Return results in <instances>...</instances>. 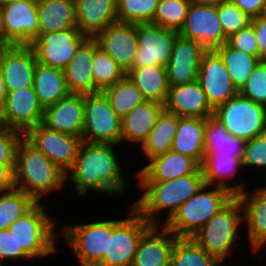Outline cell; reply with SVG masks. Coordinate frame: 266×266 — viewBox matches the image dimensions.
<instances>
[{"label":"cell","instance_id":"cell-51","mask_svg":"<svg viewBox=\"0 0 266 266\" xmlns=\"http://www.w3.org/2000/svg\"><path fill=\"white\" fill-rule=\"evenodd\" d=\"M14 169L15 166L0 164V192L15 188Z\"/></svg>","mask_w":266,"mask_h":266},{"label":"cell","instance_id":"cell-34","mask_svg":"<svg viewBox=\"0 0 266 266\" xmlns=\"http://www.w3.org/2000/svg\"><path fill=\"white\" fill-rule=\"evenodd\" d=\"M246 141L232 136L214 116L206 118L204 128V155L222 154L243 159Z\"/></svg>","mask_w":266,"mask_h":266},{"label":"cell","instance_id":"cell-39","mask_svg":"<svg viewBox=\"0 0 266 266\" xmlns=\"http://www.w3.org/2000/svg\"><path fill=\"white\" fill-rule=\"evenodd\" d=\"M221 263L191 238H178L170 258V266H221Z\"/></svg>","mask_w":266,"mask_h":266},{"label":"cell","instance_id":"cell-43","mask_svg":"<svg viewBox=\"0 0 266 266\" xmlns=\"http://www.w3.org/2000/svg\"><path fill=\"white\" fill-rule=\"evenodd\" d=\"M218 18L228 38L250 24L251 18L239 9L231 0L217 6Z\"/></svg>","mask_w":266,"mask_h":266},{"label":"cell","instance_id":"cell-19","mask_svg":"<svg viewBox=\"0 0 266 266\" xmlns=\"http://www.w3.org/2000/svg\"><path fill=\"white\" fill-rule=\"evenodd\" d=\"M36 63L29 45H11L0 49V69L7 93L33 87Z\"/></svg>","mask_w":266,"mask_h":266},{"label":"cell","instance_id":"cell-16","mask_svg":"<svg viewBox=\"0 0 266 266\" xmlns=\"http://www.w3.org/2000/svg\"><path fill=\"white\" fill-rule=\"evenodd\" d=\"M43 111L34 88L23 87L7 93L0 112V125L24 134L42 122Z\"/></svg>","mask_w":266,"mask_h":266},{"label":"cell","instance_id":"cell-37","mask_svg":"<svg viewBox=\"0 0 266 266\" xmlns=\"http://www.w3.org/2000/svg\"><path fill=\"white\" fill-rule=\"evenodd\" d=\"M102 93L120 119L145 101L141 91L127 74L109 88L104 89Z\"/></svg>","mask_w":266,"mask_h":266},{"label":"cell","instance_id":"cell-7","mask_svg":"<svg viewBox=\"0 0 266 266\" xmlns=\"http://www.w3.org/2000/svg\"><path fill=\"white\" fill-rule=\"evenodd\" d=\"M213 116L232 136L245 141L266 132V106L239 93L217 106Z\"/></svg>","mask_w":266,"mask_h":266},{"label":"cell","instance_id":"cell-5","mask_svg":"<svg viewBox=\"0 0 266 266\" xmlns=\"http://www.w3.org/2000/svg\"><path fill=\"white\" fill-rule=\"evenodd\" d=\"M244 223L243 206L235 196L222 210L210 218L195 235L191 237L208 254L215 256L222 263L229 256L238 229Z\"/></svg>","mask_w":266,"mask_h":266},{"label":"cell","instance_id":"cell-49","mask_svg":"<svg viewBox=\"0 0 266 266\" xmlns=\"http://www.w3.org/2000/svg\"><path fill=\"white\" fill-rule=\"evenodd\" d=\"M250 23L256 34L260 60H266V19L259 16L252 18Z\"/></svg>","mask_w":266,"mask_h":266},{"label":"cell","instance_id":"cell-21","mask_svg":"<svg viewBox=\"0 0 266 266\" xmlns=\"http://www.w3.org/2000/svg\"><path fill=\"white\" fill-rule=\"evenodd\" d=\"M84 123V95L69 94L43 111L41 124L82 140Z\"/></svg>","mask_w":266,"mask_h":266},{"label":"cell","instance_id":"cell-30","mask_svg":"<svg viewBox=\"0 0 266 266\" xmlns=\"http://www.w3.org/2000/svg\"><path fill=\"white\" fill-rule=\"evenodd\" d=\"M39 34L76 28L74 0H37Z\"/></svg>","mask_w":266,"mask_h":266},{"label":"cell","instance_id":"cell-47","mask_svg":"<svg viewBox=\"0 0 266 266\" xmlns=\"http://www.w3.org/2000/svg\"><path fill=\"white\" fill-rule=\"evenodd\" d=\"M227 43L241 52L253 56H259L256 34L251 23L228 37Z\"/></svg>","mask_w":266,"mask_h":266},{"label":"cell","instance_id":"cell-3","mask_svg":"<svg viewBox=\"0 0 266 266\" xmlns=\"http://www.w3.org/2000/svg\"><path fill=\"white\" fill-rule=\"evenodd\" d=\"M66 181L65 172L24 137L20 140L15 159V188L40 202L49 192L62 189Z\"/></svg>","mask_w":266,"mask_h":266},{"label":"cell","instance_id":"cell-35","mask_svg":"<svg viewBox=\"0 0 266 266\" xmlns=\"http://www.w3.org/2000/svg\"><path fill=\"white\" fill-rule=\"evenodd\" d=\"M179 118L175 113H171L165 109L158 115L153 129L140 146L148 160L171 150Z\"/></svg>","mask_w":266,"mask_h":266},{"label":"cell","instance_id":"cell-50","mask_svg":"<svg viewBox=\"0 0 266 266\" xmlns=\"http://www.w3.org/2000/svg\"><path fill=\"white\" fill-rule=\"evenodd\" d=\"M248 17L256 18L261 16L266 0H231Z\"/></svg>","mask_w":266,"mask_h":266},{"label":"cell","instance_id":"cell-25","mask_svg":"<svg viewBox=\"0 0 266 266\" xmlns=\"http://www.w3.org/2000/svg\"><path fill=\"white\" fill-rule=\"evenodd\" d=\"M149 164L137 174L138 181H169L177 177L195 174L200 165L191 157L173 150L148 160Z\"/></svg>","mask_w":266,"mask_h":266},{"label":"cell","instance_id":"cell-8","mask_svg":"<svg viewBox=\"0 0 266 266\" xmlns=\"http://www.w3.org/2000/svg\"><path fill=\"white\" fill-rule=\"evenodd\" d=\"M129 218L114 220L112 235H108V254L96 266H131L142 236L153 226L131 207Z\"/></svg>","mask_w":266,"mask_h":266},{"label":"cell","instance_id":"cell-22","mask_svg":"<svg viewBox=\"0 0 266 266\" xmlns=\"http://www.w3.org/2000/svg\"><path fill=\"white\" fill-rule=\"evenodd\" d=\"M177 239L164 226L153 225L142 236L131 266H170L171 252Z\"/></svg>","mask_w":266,"mask_h":266},{"label":"cell","instance_id":"cell-17","mask_svg":"<svg viewBox=\"0 0 266 266\" xmlns=\"http://www.w3.org/2000/svg\"><path fill=\"white\" fill-rule=\"evenodd\" d=\"M6 47L29 45L39 35L37 0L14 2L2 6Z\"/></svg>","mask_w":266,"mask_h":266},{"label":"cell","instance_id":"cell-20","mask_svg":"<svg viewBox=\"0 0 266 266\" xmlns=\"http://www.w3.org/2000/svg\"><path fill=\"white\" fill-rule=\"evenodd\" d=\"M207 49L196 41L180 35L176 38L166 66L169 86H178L197 80L201 58Z\"/></svg>","mask_w":266,"mask_h":266},{"label":"cell","instance_id":"cell-46","mask_svg":"<svg viewBox=\"0 0 266 266\" xmlns=\"http://www.w3.org/2000/svg\"><path fill=\"white\" fill-rule=\"evenodd\" d=\"M242 162L245 167H266V132L246 141Z\"/></svg>","mask_w":266,"mask_h":266},{"label":"cell","instance_id":"cell-56","mask_svg":"<svg viewBox=\"0 0 266 266\" xmlns=\"http://www.w3.org/2000/svg\"><path fill=\"white\" fill-rule=\"evenodd\" d=\"M261 17L266 19V2L264 4V8H263V11H262V14H261Z\"/></svg>","mask_w":266,"mask_h":266},{"label":"cell","instance_id":"cell-29","mask_svg":"<svg viewBox=\"0 0 266 266\" xmlns=\"http://www.w3.org/2000/svg\"><path fill=\"white\" fill-rule=\"evenodd\" d=\"M206 118L180 117L171 150L193 158L199 165L203 162Z\"/></svg>","mask_w":266,"mask_h":266},{"label":"cell","instance_id":"cell-55","mask_svg":"<svg viewBox=\"0 0 266 266\" xmlns=\"http://www.w3.org/2000/svg\"><path fill=\"white\" fill-rule=\"evenodd\" d=\"M19 1H27V0H0V6H6L9 4H12L14 2H19Z\"/></svg>","mask_w":266,"mask_h":266},{"label":"cell","instance_id":"cell-13","mask_svg":"<svg viewBox=\"0 0 266 266\" xmlns=\"http://www.w3.org/2000/svg\"><path fill=\"white\" fill-rule=\"evenodd\" d=\"M178 36V31L166 29L152 23H138V47L133 61V68H142L150 65L166 67Z\"/></svg>","mask_w":266,"mask_h":266},{"label":"cell","instance_id":"cell-33","mask_svg":"<svg viewBox=\"0 0 266 266\" xmlns=\"http://www.w3.org/2000/svg\"><path fill=\"white\" fill-rule=\"evenodd\" d=\"M127 75L141 91L145 101L165 104L169 91L166 67L150 65L132 68Z\"/></svg>","mask_w":266,"mask_h":266},{"label":"cell","instance_id":"cell-1","mask_svg":"<svg viewBox=\"0 0 266 266\" xmlns=\"http://www.w3.org/2000/svg\"><path fill=\"white\" fill-rule=\"evenodd\" d=\"M113 143L81 141L73 167L66 173L79 195L88 190L109 196L123 193L128 186L121 173Z\"/></svg>","mask_w":266,"mask_h":266},{"label":"cell","instance_id":"cell-4","mask_svg":"<svg viewBox=\"0 0 266 266\" xmlns=\"http://www.w3.org/2000/svg\"><path fill=\"white\" fill-rule=\"evenodd\" d=\"M214 187L209 190L210 185L204 184L169 220L164 222L163 226L178 238H191L195 235L210 218L235 197L231 191L223 187Z\"/></svg>","mask_w":266,"mask_h":266},{"label":"cell","instance_id":"cell-6","mask_svg":"<svg viewBox=\"0 0 266 266\" xmlns=\"http://www.w3.org/2000/svg\"><path fill=\"white\" fill-rule=\"evenodd\" d=\"M55 220L46 214L45 206L38 202L28 213L9 226L10 234L14 235L18 246L30 258H44L58 251L55 247Z\"/></svg>","mask_w":266,"mask_h":266},{"label":"cell","instance_id":"cell-9","mask_svg":"<svg viewBox=\"0 0 266 266\" xmlns=\"http://www.w3.org/2000/svg\"><path fill=\"white\" fill-rule=\"evenodd\" d=\"M65 227L62 236L74 251L80 266H96L104 254H108V235H112L114 220Z\"/></svg>","mask_w":266,"mask_h":266},{"label":"cell","instance_id":"cell-40","mask_svg":"<svg viewBox=\"0 0 266 266\" xmlns=\"http://www.w3.org/2000/svg\"><path fill=\"white\" fill-rule=\"evenodd\" d=\"M91 71L95 87L100 92L109 88L113 83L121 80L126 75L125 71L119 66V64L98 46L95 39Z\"/></svg>","mask_w":266,"mask_h":266},{"label":"cell","instance_id":"cell-53","mask_svg":"<svg viewBox=\"0 0 266 266\" xmlns=\"http://www.w3.org/2000/svg\"><path fill=\"white\" fill-rule=\"evenodd\" d=\"M1 8L2 7L0 6V49L6 47V34Z\"/></svg>","mask_w":266,"mask_h":266},{"label":"cell","instance_id":"cell-2","mask_svg":"<svg viewBox=\"0 0 266 266\" xmlns=\"http://www.w3.org/2000/svg\"><path fill=\"white\" fill-rule=\"evenodd\" d=\"M204 184L201 168L195 174L177 177L169 181H139V186L145 192L133 206L151 225H159L161 222L158 217L156 219V216L160 211L168 209L166 222Z\"/></svg>","mask_w":266,"mask_h":266},{"label":"cell","instance_id":"cell-24","mask_svg":"<svg viewBox=\"0 0 266 266\" xmlns=\"http://www.w3.org/2000/svg\"><path fill=\"white\" fill-rule=\"evenodd\" d=\"M76 28L94 38L111 24L117 23V0H74Z\"/></svg>","mask_w":266,"mask_h":266},{"label":"cell","instance_id":"cell-11","mask_svg":"<svg viewBox=\"0 0 266 266\" xmlns=\"http://www.w3.org/2000/svg\"><path fill=\"white\" fill-rule=\"evenodd\" d=\"M87 38L77 28H70L60 32L39 34L29 46L37 63L64 70Z\"/></svg>","mask_w":266,"mask_h":266},{"label":"cell","instance_id":"cell-48","mask_svg":"<svg viewBox=\"0 0 266 266\" xmlns=\"http://www.w3.org/2000/svg\"><path fill=\"white\" fill-rule=\"evenodd\" d=\"M30 259L21 246H18L14 235L10 234L9 229L0 230V262L5 259Z\"/></svg>","mask_w":266,"mask_h":266},{"label":"cell","instance_id":"cell-14","mask_svg":"<svg viewBox=\"0 0 266 266\" xmlns=\"http://www.w3.org/2000/svg\"><path fill=\"white\" fill-rule=\"evenodd\" d=\"M179 35L201 43L207 50H213L223 45L228 39L218 18L217 6L192 2Z\"/></svg>","mask_w":266,"mask_h":266},{"label":"cell","instance_id":"cell-32","mask_svg":"<svg viewBox=\"0 0 266 266\" xmlns=\"http://www.w3.org/2000/svg\"><path fill=\"white\" fill-rule=\"evenodd\" d=\"M243 166L242 160L235 156H226L222 154L204 155L203 162L200 165L205 184L223 187L231 191L235 196L242 193L245 189L244 185L236 184L229 186L226 180L234 176L236 170ZM213 184V185H212Z\"/></svg>","mask_w":266,"mask_h":266},{"label":"cell","instance_id":"cell-10","mask_svg":"<svg viewBox=\"0 0 266 266\" xmlns=\"http://www.w3.org/2000/svg\"><path fill=\"white\" fill-rule=\"evenodd\" d=\"M82 141L121 143V119L102 92L84 95Z\"/></svg>","mask_w":266,"mask_h":266},{"label":"cell","instance_id":"cell-54","mask_svg":"<svg viewBox=\"0 0 266 266\" xmlns=\"http://www.w3.org/2000/svg\"><path fill=\"white\" fill-rule=\"evenodd\" d=\"M192 3L208 5V6H219L220 4L229 0H190Z\"/></svg>","mask_w":266,"mask_h":266},{"label":"cell","instance_id":"cell-28","mask_svg":"<svg viewBox=\"0 0 266 266\" xmlns=\"http://www.w3.org/2000/svg\"><path fill=\"white\" fill-rule=\"evenodd\" d=\"M163 109L164 105L152 101H144L135 107L121 119V143L130 140V142L140 143L141 146Z\"/></svg>","mask_w":266,"mask_h":266},{"label":"cell","instance_id":"cell-31","mask_svg":"<svg viewBox=\"0 0 266 266\" xmlns=\"http://www.w3.org/2000/svg\"><path fill=\"white\" fill-rule=\"evenodd\" d=\"M33 88L43 109L54 105L70 93L67 88L64 70L35 64Z\"/></svg>","mask_w":266,"mask_h":266},{"label":"cell","instance_id":"cell-18","mask_svg":"<svg viewBox=\"0 0 266 266\" xmlns=\"http://www.w3.org/2000/svg\"><path fill=\"white\" fill-rule=\"evenodd\" d=\"M94 39L127 74L133 68L138 47L137 24L114 23L99 32Z\"/></svg>","mask_w":266,"mask_h":266},{"label":"cell","instance_id":"cell-23","mask_svg":"<svg viewBox=\"0 0 266 266\" xmlns=\"http://www.w3.org/2000/svg\"><path fill=\"white\" fill-rule=\"evenodd\" d=\"M164 109L179 117L208 118L214 114V109L208 103L198 80L169 86Z\"/></svg>","mask_w":266,"mask_h":266},{"label":"cell","instance_id":"cell-26","mask_svg":"<svg viewBox=\"0 0 266 266\" xmlns=\"http://www.w3.org/2000/svg\"><path fill=\"white\" fill-rule=\"evenodd\" d=\"M94 38H87L77 49L76 54L64 69L65 80L70 94H96L92 75Z\"/></svg>","mask_w":266,"mask_h":266},{"label":"cell","instance_id":"cell-45","mask_svg":"<svg viewBox=\"0 0 266 266\" xmlns=\"http://www.w3.org/2000/svg\"><path fill=\"white\" fill-rule=\"evenodd\" d=\"M23 133L0 125V164L15 166L16 150Z\"/></svg>","mask_w":266,"mask_h":266},{"label":"cell","instance_id":"cell-42","mask_svg":"<svg viewBox=\"0 0 266 266\" xmlns=\"http://www.w3.org/2000/svg\"><path fill=\"white\" fill-rule=\"evenodd\" d=\"M159 0H117V21L120 23H152Z\"/></svg>","mask_w":266,"mask_h":266},{"label":"cell","instance_id":"cell-41","mask_svg":"<svg viewBox=\"0 0 266 266\" xmlns=\"http://www.w3.org/2000/svg\"><path fill=\"white\" fill-rule=\"evenodd\" d=\"M190 0H159L152 24L180 31L185 24Z\"/></svg>","mask_w":266,"mask_h":266},{"label":"cell","instance_id":"cell-27","mask_svg":"<svg viewBox=\"0 0 266 266\" xmlns=\"http://www.w3.org/2000/svg\"><path fill=\"white\" fill-rule=\"evenodd\" d=\"M249 194L244 190L237 198L243 206L251 251L257 253L266 245V186Z\"/></svg>","mask_w":266,"mask_h":266},{"label":"cell","instance_id":"cell-36","mask_svg":"<svg viewBox=\"0 0 266 266\" xmlns=\"http://www.w3.org/2000/svg\"><path fill=\"white\" fill-rule=\"evenodd\" d=\"M214 50L222 58L233 85L239 91L259 63L260 57L241 52L231 47L227 42Z\"/></svg>","mask_w":266,"mask_h":266},{"label":"cell","instance_id":"cell-15","mask_svg":"<svg viewBox=\"0 0 266 266\" xmlns=\"http://www.w3.org/2000/svg\"><path fill=\"white\" fill-rule=\"evenodd\" d=\"M197 80L213 109L239 93L233 85L222 58L214 49L204 52Z\"/></svg>","mask_w":266,"mask_h":266},{"label":"cell","instance_id":"cell-38","mask_svg":"<svg viewBox=\"0 0 266 266\" xmlns=\"http://www.w3.org/2000/svg\"><path fill=\"white\" fill-rule=\"evenodd\" d=\"M38 202L22 190L13 188L0 192V230L8 229L28 213Z\"/></svg>","mask_w":266,"mask_h":266},{"label":"cell","instance_id":"cell-12","mask_svg":"<svg viewBox=\"0 0 266 266\" xmlns=\"http://www.w3.org/2000/svg\"><path fill=\"white\" fill-rule=\"evenodd\" d=\"M23 137L65 173L73 167L82 141L79 137L51 130L41 123L29 128Z\"/></svg>","mask_w":266,"mask_h":266},{"label":"cell","instance_id":"cell-52","mask_svg":"<svg viewBox=\"0 0 266 266\" xmlns=\"http://www.w3.org/2000/svg\"><path fill=\"white\" fill-rule=\"evenodd\" d=\"M6 95H7V91H6L5 83L3 80V75L0 69V112L4 106Z\"/></svg>","mask_w":266,"mask_h":266},{"label":"cell","instance_id":"cell-44","mask_svg":"<svg viewBox=\"0 0 266 266\" xmlns=\"http://www.w3.org/2000/svg\"><path fill=\"white\" fill-rule=\"evenodd\" d=\"M242 96L266 106V61L260 60L239 90Z\"/></svg>","mask_w":266,"mask_h":266}]
</instances>
